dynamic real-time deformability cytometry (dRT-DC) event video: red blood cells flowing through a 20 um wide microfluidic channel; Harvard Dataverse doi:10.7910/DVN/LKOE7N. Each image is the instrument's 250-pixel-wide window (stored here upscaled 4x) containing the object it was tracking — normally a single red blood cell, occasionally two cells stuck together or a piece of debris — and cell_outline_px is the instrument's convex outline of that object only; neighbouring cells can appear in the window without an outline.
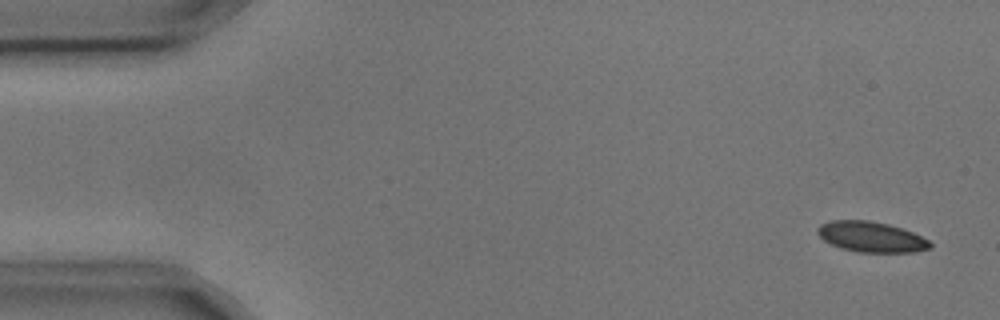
{"species": "common noctule bat (a hibernating species)", "species_latin": "Nyctalus noctula", "temperature_condition": "cold", "stored_images_in_passage": 5, "camera_frame_rate_fps": 3000, "um_per_image_px": 0.085, "animal": {"sex": "male", "body_mass_g": 17.9, "forearm_length_mm": 54.2}, "frame": {"image": 1, "passage_image": 1, "time_ms": 0.0, "image_size_px": [1000, 320], "cell_outline_px": [[932, 248], [916, 252], [860, 252], [840, 248], [824, 240], [816, 232], [816, 228], [820, 224], [828, 220], [868, 220], [888, 224], [912, 232], [928, 240], [932, 244]], "centroid_in_image_um": [74.03, 20.13], "position_along_channel_um": 11.0, "area_um2": 20.0}}
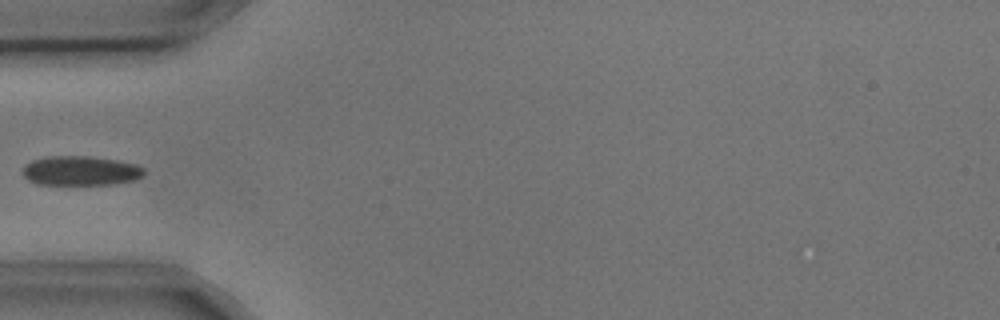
{"frame": {"image": 2, "passage_image": 5, "time_ms": 1.333, "image_size_px": [1000, 320], "cell_outline_px": [[144, 176], [136, 180], [112, 184], [36, 184], [28, 180], [24, 176], [24, 164], [32, 160], [44, 156], [88, 156], [116, 160], [136, 164], [144, 168]], "centroid_in_image_um": [6.86, 14.51], "position_along_channel_um": 78.1, "area_um2": 20.92}}